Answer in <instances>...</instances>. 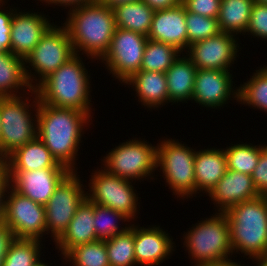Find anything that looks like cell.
Instances as JSON below:
<instances>
[{
    "label": "cell",
    "mask_w": 267,
    "mask_h": 266,
    "mask_svg": "<svg viewBox=\"0 0 267 266\" xmlns=\"http://www.w3.org/2000/svg\"><path fill=\"white\" fill-rule=\"evenodd\" d=\"M90 120L93 121L88 113L72 108H57L39 101L37 137L58 164L77 172L75 165L81 138L85 128L92 124Z\"/></svg>",
    "instance_id": "1"
},
{
    "label": "cell",
    "mask_w": 267,
    "mask_h": 266,
    "mask_svg": "<svg viewBox=\"0 0 267 266\" xmlns=\"http://www.w3.org/2000/svg\"><path fill=\"white\" fill-rule=\"evenodd\" d=\"M66 13L63 25L75 54H86L98 63L107 53L116 29L113 9L94 1L71 8Z\"/></svg>",
    "instance_id": "2"
},
{
    "label": "cell",
    "mask_w": 267,
    "mask_h": 266,
    "mask_svg": "<svg viewBox=\"0 0 267 266\" xmlns=\"http://www.w3.org/2000/svg\"><path fill=\"white\" fill-rule=\"evenodd\" d=\"M82 55L75 54L56 71L44 78L34 89L39 101L57 108H72L94 114L91 101L90 74Z\"/></svg>",
    "instance_id": "3"
},
{
    "label": "cell",
    "mask_w": 267,
    "mask_h": 266,
    "mask_svg": "<svg viewBox=\"0 0 267 266\" xmlns=\"http://www.w3.org/2000/svg\"><path fill=\"white\" fill-rule=\"evenodd\" d=\"M233 254L252 259L267 255V196H258L228 208ZM240 251V252H239Z\"/></svg>",
    "instance_id": "4"
},
{
    "label": "cell",
    "mask_w": 267,
    "mask_h": 266,
    "mask_svg": "<svg viewBox=\"0 0 267 266\" xmlns=\"http://www.w3.org/2000/svg\"><path fill=\"white\" fill-rule=\"evenodd\" d=\"M38 104L39 99L35 89L25 96L0 97L1 163L16 149L37 138Z\"/></svg>",
    "instance_id": "5"
},
{
    "label": "cell",
    "mask_w": 267,
    "mask_h": 266,
    "mask_svg": "<svg viewBox=\"0 0 267 266\" xmlns=\"http://www.w3.org/2000/svg\"><path fill=\"white\" fill-rule=\"evenodd\" d=\"M203 219L184 232L182 239V247L186 248L194 266L231 260L233 248L226 215L215 212Z\"/></svg>",
    "instance_id": "6"
},
{
    "label": "cell",
    "mask_w": 267,
    "mask_h": 266,
    "mask_svg": "<svg viewBox=\"0 0 267 266\" xmlns=\"http://www.w3.org/2000/svg\"><path fill=\"white\" fill-rule=\"evenodd\" d=\"M176 138H165L157 144V169L175 197L196 196L195 151ZM177 195V196H176Z\"/></svg>",
    "instance_id": "7"
},
{
    "label": "cell",
    "mask_w": 267,
    "mask_h": 266,
    "mask_svg": "<svg viewBox=\"0 0 267 266\" xmlns=\"http://www.w3.org/2000/svg\"><path fill=\"white\" fill-rule=\"evenodd\" d=\"M101 162V168L107 173L126 180L141 182L155 179L154 173L158 171L157 145L149 144L145 138L135 137L109 150Z\"/></svg>",
    "instance_id": "8"
},
{
    "label": "cell",
    "mask_w": 267,
    "mask_h": 266,
    "mask_svg": "<svg viewBox=\"0 0 267 266\" xmlns=\"http://www.w3.org/2000/svg\"><path fill=\"white\" fill-rule=\"evenodd\" d=\"M74 55L73 44L65 26L53 24L24 59L28 82L34 89Z\"/></svg>",
    "instance_id": "9"
},
{
    "label": "cell",
    "mask_w": 267,
    "mask_h": 266,
    "mask_svg": "<svg viewBox=\"0 0 267 266\" xmlns=\"http://www.w3.org/2000/svg\"><path fill=\"white\" fill-rule=\"evenodd\" d=\"M93 172L89 185H87L89 189H86L88 190L86 191L87 198L95 204L121 212L131 221H135L134 219H137L136 215L140 211L138 202L140 199H138L137 190L133 186L135 183L109 174L99 167Z\"/></svg>",
    "instance_id": "10"
},
{
    "label": "cell",
    "mask_w": 267,
    "mask_h": 266,
    "mask_svg": "<svg viewBox=\"0 0 267 266\" xmlns=\"http://www.w3.org/2000/svg\"><path fill=\"white\" fill-rule=\"evenodd\" d=\"M78 172H71L55 189L45 207L47 235L55 242L67 229L77 208L84 201L87 186ZM85 185H83V184ZM86 187V188H85Z\"/></svg>",
    "instance_id": "11"
},
{
    "label": "cell",
    "mask_w": 267,
    "mask_h": 266,
    "mask_svg": "<svg viewBox=\"0 0 267 266\" xmlns=\"http://www.w3.org/2000/svg\"><path fill=\"white\" fill-rule=\"evenodd\" d=\"M148 37L140 33L116 28L110 47L100 62L109 75L120 83L140 71Z\"/></svg>",
    "instance_id": "12"
},
{
    "label": "cell",
    "mask_w": 267,
    "mask_h": 266,
    "mask_svg": "<svg viewBox=\"0 0 267 266\" xmlns=\"http://www.w3.org/2000/svg\"><path fill=\"white\" fill-rule=\"evenodd\" d=\"M3 222L19 239H45L47 235L45 207L16 192L11 186L5 198Z\"/></svg>",
    "instance_id": "13"
},
{
    "label": "cell",
    "mask_w": 267,
    "mask_h": 266,
    "mask_svg": "<svg viewBox=\"0 0 267 266\" xmlns=\"http://www.w3.org/2000/svg\"><path fill=\"white\" fill-rule=\"evenodd\" d=\"M239 40L233 34L220 31L215 36L193 43L185 54L197 69L230 70L240 54L239 49H242Z\"/></svg>",
    "instance_id": "14"
},
{
    "label": "cell",
    "mask_w": 267,
    "mask_h": 266,
    "mask_svg": "<svg viewBox=\"0 0 267 266\" xmlns=\"http://www.w3.org/2000/svg\"><path fill=\"white\" fill-rule=\"evenodd\" d=\"M230 72L232 70L197 69L191 101L209 109H220L229 100L238 102L239 87L233 86L234 77Z\"/></svg>",
    "instance_id": "15"
},
{
    "label": "cell",
    "mask_w": 267,
    "mask_h": 266,
    "mask_svg": "<svg viewBox=\"0 0 267 266\" xmlns=\"http://www.w3.org/2000/svg\"><path fill=\"white\" fill-rule=\"evenodd\" d=\"M5 172L10 179V186L16 192L44 206L58 185L71 173L69 169Z\"/></svg>",
    "instance_id": "16"
},
{
    "label": "cell",
    "mask_w": 267,
    "mask_h": 266,
    "mask_svg": "<svg viewBox=\"0 0 267 266\" xmlns=\"http://www.w3.org/2000/svg\"><path fill=\"white\" fill-rule=\"evenodd\" d=\"M169 234L159 225L145 228L134 223V253L137 266H160L163 261L169 259L176 249Z\"/></svg>",
    "instance_id": "17"
},
{
    "label": "cell",
    "mask_w": 267,
    "mask_h": 266,
    "mask_svg": "<svg viewBox=\"0 0 267 266\" xmlns=\"http://www.w3.org/2000/svg\"><path fill=\"white\" fill-rule=\"evenodd\" d=\"M18 10V11H17ZM16 9L12 17L11 26V50L14 55L25 59L35 48L46 31L54 24L50 22L48 15Z\"/></svg>",
    "instance_id": "18"
},
{
    "label": "cell",
    "mask_w": 267,
    "mask_h": 266,
    "mask_svg": "<svg viewBox=\"0 0 267 266\" xmlns=\"http://www.w3.org/2000/svg\"><path fill=\"white\" fill-rule=\"evenodd\" d=\"M207 196L217 207L213 208L214 211L224 213L228 208L255 199L260 195L251 175L228 169Z\"/></svg>",
    "instance_id": "19"
},
{
    "label": "cell",
    "mask_w": 267,
    "mask_h": 266,
    "mask_svg": "<svg viewBox=\"0 0 267 266\" xmlns=\"http://www.w3.org/2000/svg\"><path fill=\"white\" fill-rule=\"evenodd\" d=\"M147 37L171 45L182 53H186L188 36L185 7L180 4L173 8L155 11Z\"/></svg>",
    "instance_id": "20"
},
{
    "label": "cell",
    "mask_w": 267,
    "mask_h": 266,
    "mask_svg": "<svg viewBox=\"0 0 267 266\" xmlns=\"http://www.w3.org/2000/svg\"><path fill=\"white\" fill-rule=\"evenodd\" d=\"M94 203L87 197L79 205L75 215L64 233L55 241V250L62 254V259L72 248L97 241L94 228Z\"/></svg>",
    "instance_id": "21"
},
{
    "label": "cell",
    "mask_w": 267,
    "mask_h": 266,
    "mask_svg": "<svg viewBox=\"0 0 267 266\" xmlns=\"http://www.w3.org/2000/svg\"><path fill=\"white\" fill-rule=\"evenodd\" d=\"M4 171H33L37 169H67L58 164L46 145L37 137L16 149L3 162Z\"/></svg>",
    "instance_id": "22"
},
{
    "label": "cell",
    "mask_w": 267,
    "mask_h": 266,
    "mask_svg": "<svg viewBox=\"0 0 267 266\" xmlns=\"http://www.w3.org/2000/svg\"><path fill=\"white\" fill-rule=\"evenodd\" d=\"M124 84L125 87L129 85V88H133L138 97V102L149 110L158 109L169 103L165 73L140 70L125 81Z\"/></svg>",
    "instance_id": "23"
},
{
    "label": "cell",
    "mask_w": 267,
    "mask_h": 266,
    "mask_svg": "<svg viewBox=\"0 0 267 266\" xmlns=\"http://www.w3.org/2000/svg\"><path fill=\"white\" fill-rule=\"evenodd\" d=\"M194 166L196 194H208L228 170L224 149L196 150Z\"/></svg>",
    "instance_id": "24"
},
{
    "label": "cell",
    "mask_w": 267,
    "mask_h": 266,
    "mask_svg": "<svg viewBox=\"0 0 267 266\" xmlns=\"http://www.w3.org/2000/svg\"><path fill=\"white\" fill-rule=\"evenodd\" d=\"M182 53L165 72L169 103H188L192 99L197 67Z\"/></svg>",
    "instance_id": "25"
},
{
    "label": "cell",
    "mask_w": 267,
    "mask_h": 266,
    "mask_svg": "<svg viewBox=\"0 0 267 266\" xmlns=\"http://www.w3.org/2000/svg\"><path fill=\"white\" fill-rule=\"evenodd\" d=\"M31 90L24 59L11 52H0V97H17Z\"/></svg>",
    "instance_id": "26"
},
{
    "label": "cell",
    "mask_w": 267,
    "mask_h": 266,
    "mask_svg": "<svg viewBox=\"0 0 267 266\" xmlns=\"http://www.w3.org/2000/svg\"><path fill=\"white\" fill-rule=\"evenodd\" d=\"M113 12L116 28L148 36L155 11L143 0L119 5L113 8Z\"/></svg>",
    "instance_id": "27"
},
{
    "label": "cell",
    "mask_w": 267,
    "mask_h": 266,
    "mask_svg": "<svg viewBox=\"0 0 267 266\" xmlns=\"http://www.w3.org/2000/svg\"><path fill=\"white\" fill-rule=\"evenodd\" d=\"M254 0H221L217 18L221 32L245 35Z\"/></svg>",
    "instance_id": "28"
},
{
    "label": "cell",
    "mask_w": 267,
    "mask_h": 266,
    "mask_svg": "<svg viewBox=\"0 0 267 266\" xmlns=\"http://www.w3.org/2000/svg\"><path fill=\"white\" fill-rule=\"evenodd\" d=\"M258 68L248 81L238 86V104L243 103L267 114V65Z\"/></svg>",
    "instance_id": "29"
},
{
    "label": "cell",
    "mask_w": 267,
    "mask_h": 266,
    "mask_svg": "<svg viewBox=\"0 0 267 266\" xmlns=\"http://www.w3.org/2000/svg\"><path fill=\"white\" fill-rule=\"evenodd\" d=\"M181 54L171 45L148 39L140 70L165 73Z\"/></svg>",
    "instance_id": "30"
},
{
    "label": "cell",
    "mask_w": 267,
    "mask_h": 266,
    "mask_svg": "<svg viewBox=\"0 0 267 266\" xmlns=\"http://www.w3.org/2000/svg\"><path fill=\"white\" fill-rule=\"evenodd\" d=\"M223 149L226 155L227 168L229 170L252 175L257 166L260 152L263 150V145L241 142V144H230L229 147L227 145V147Z\"/></svg>",
    "instance_id": "31"
},
{
    "label": "cell",
    "mask_w": 267,
    "mask_h": 266,
    "mask_svg": "<svg viewBox=\"0 0 267 266\" xmlns=\"http://www.w3.org/2000/svg\"><path fill=\"white\" fill-rule=\"evenodd\" d=\"M124 225L125 222L131 220L123 215L121 212H117L109 207L98 205L94 203V228L98 240H108L112 237L126 231L130 228L129 223ZM120 225V226H119Z\"/></svg>",
    "instance_id": "32"
},
{
    "label": "cell",
    "mask_w": 267,
    "mask_h": 266,
    "mask_svg": "<svg viewBox=\"0 0 267 266\" xmlns=\"http://www.w3.org/2000/svg\"><path fill=\"white\" fill-rule=\"evenodd\" d=\"M110 266H136L134 253V223L126 231L106 240Z\"/></svg>",
    "instance_id": "33"
},
{
    "label": "cell",
    "mask_w": 267,
    "mask_h": 266,
    "mask_svg": "<svg viewBox=\"0 0 267 266\" xmlns=\"http://www.w3.org/2000/svg\"><path fill=\"white\" fill-rule=\"evenodd\" d=\"M70 266H110L106 249V240L82 244L72 248L64 257ZM73 264V265H72Z\"/></svg>",
    "instance_id": "34"
},
{
    "label": "cell",
    "mask_w": 267,
    "mask_h": 266,
    "mask_svg": "<svg viewBox=\"0 0 267 266\" xmlns=\"http://www.w3.org/2000/svg\"><path fill=\"white\" fill-rule=\"evenodd\" d=\"M41 242L43 241L15 238L8 248L2 266H32L43 253Z\"/></svg>",
    "instance_id": "35"
},
{
    "label": "cell",
    "mask_w": 267,
    "mask_h": 266,
    "mask_svg": "<svg viewBox=\"0 0 267 266\" xmlns=\"http://www.w3.org/2000/svg\"><path fill=\"white\" fill-rule=\"evenodd\" d=\"M188 47L220 32L217 18L205 17L186 11Z\"/></svg>",
    "instance_id": "36"
},
{
    "label": "cell",
    "mask_w": 267,
    "mask_h": 266,
    "mask_svg": "<svg viewBox=\"0 0 267 266\" xmlns=\"http://www.w3.org/2000/svg\"><path fill=\"white\" fill-rule=\"evenodd\" d=\"M245 35L267 40V4L254 2Z\"/></svg>",
    "instance_id": "37"
},
{
    "label": "cell",
    "mask_w": 267,
    "mask_h": 266,
    "mask_svg": "<svg viewBox=\"0 0 267 266\" xmlns=\"http://www.w3.org/2000/svg\"><path fill=\"white\" fill-rule=\"evenodd\" d=\"M7 2V0H0V52H10L11 50L10 32L12 26V17L16 8L11 6L10 8H8V6L5 7Z\"/></svg>",
    "instance_id": "38"
},
{
    "label": "cell",
    "mask_w": 267,
    "mask_h": 266,
    "mask_svg": "<svg viewBox=\"0 0 267 266\" xmlns=\"http://www.w3.org/2000/svg\"><path fill=\"white\" fill-rule=\"evenodd\" d=\"M221 0H182L186 11L205 17L218 18Z\"/></svg>",
    "instance_id": "39"
},
{
    "label": "cell",
    "mask_w": 267,
    "mask_h": 266,
    "mask_svg": "<svg viewBox=\"0 0 267 266\" xmlns=\"http://www.w3.org/2000/svg\"><path fill=\"white\" fill-rule=\"evenodd\" d=\"M251 178L260 196H267V145H263L260 157Z\"/></svg>",
    "instance_id": "40"
},
{
    "label": "cell",
    "mask_w": 267,
    "mask_h": 266,
    "mask_svg": "<svg viewBox=\"0 0 267 266\" xmlns=\"http://www.w3.org/2000/svg\"><path fill=\"white\" fill-rule=\"evenodd\" d=\"M15 239L13 232L4 223H0V266H2L8 248L11 242Z\"/></svg>",
    "instance_id": "41"
},
{
    "label": "cell",
    "mask_w": 267,
    "mask_h": 266,
    "mask_svg": "<svg viewBox=\"0 0 267 266\" xmlns=\"http://www.w3.org/2000/svg\"><path fill=\"white\" fill-rule=\"evenodd\" d=\"M9 187L10 179L7 173L2 168H0V223L3 222L5 211V198Z\"/></svg>",
    "instance_id": "42"
},
{
    "label": "cell",
    "mask_w": 267,
    "mask_h": 266,
    "mask_svg": "<svg viewBox=\"0 0 267 266\" xmlns=\"http://www.w3.org/2000/svg\"><path fill=\"white\" fill-rule=\"evenodd\" d=\"M36 1H40L41 3H47L46 6L48 5H57V6H62L63 9L67 8L68 9H71V8H74V7H77L79 5H82V4H86V3H92L96 0H36ZM65 8H64V7Z\"/></svg>",
    "instance_id": "43"
},
{
    "label": "cell",
    "mask_w": 267,
    "mask_h": 266,
    "mask_svg": "<svg viewBox=\"0 0 267 266\" xmlns=\"http://www.w3.org/2000/svg\"><path fill=\"white\" fill-rule=\"evenodd\" d=\"M154 11L169 9L182 4V0H143Z\"/></svg>",
    "instance_id": "44"
},
{
    "label": "cell",
    "mask_w": 267,
    "mask_h": 266,
    "mask_svg": "<svg viewBox=\"0 0 267 266\" xmlns=\"http://www.w3.org/2000/svg\"><path fill=\"white\" fill-rule=\"evenodd\" d=\"M99 3H101L104 6H108L109 8L113 9L119 5L125 4V3H133L135 1L139 0H96Z\"/></svg>",
    "instance_id": "45"
},
{
    "label": "cell",
    "mask_w": 267,
    "mask_h": 266,
    "mask_svg": "<svg viewBox=\"0 0 267 266\" xmlns=\"http://www.w3.org/2000/svg\"><path fill=\"white\" fill-rule=\"evenodd\" d=\"M200 266H245V264L241 265L239 262L237 263L233 260H228V261H224V262L205 264V265H200Z\"/></svg>",
    "instance_id": "46"
},
{
    "label": "cell",
    "mask_w": 267,
    "mask_h": 266,
    "mask_svg": "<svg viewBox=\"0 0 267 266\" xmlns=\"http://www.w3.org/2000/svg\"><path fill=\"white\" fill-rule=\"evenodd\" d=\"M252 261L257 264L254 266H267V255L252 258Z\"/></svg>",
    "instance_id": "47"
},
{
    "label": "cell",
    "mask_w": 267,
    "mask_h": 266,
    "mask_svg": "<svg viewBox=\"0 0 267 266\" xmlns=\"http://www.w3.org/2000/svg\"><path fill=\"white\" fill-rule=\"evenodd\" d=\"M32 266H51L49 263H46L45 260L39 259L36 263H34Z\"/></svg>",
    "instance_id": "48"
},
{
    "label": "cell",
    "mask_w": 267,
    "mask_h": 266,
    "mask_svg": "<svg viewBox=\"0 0 267 266\" xmlns=\"http://www.w3.org/2000/svg\"><path fill=\"white\" fill-rule=\"evenodd\" d=\"M256 3L267 4V0H254Z\"/></svg>",
    "instance_id": "49"
}]
</instances>
